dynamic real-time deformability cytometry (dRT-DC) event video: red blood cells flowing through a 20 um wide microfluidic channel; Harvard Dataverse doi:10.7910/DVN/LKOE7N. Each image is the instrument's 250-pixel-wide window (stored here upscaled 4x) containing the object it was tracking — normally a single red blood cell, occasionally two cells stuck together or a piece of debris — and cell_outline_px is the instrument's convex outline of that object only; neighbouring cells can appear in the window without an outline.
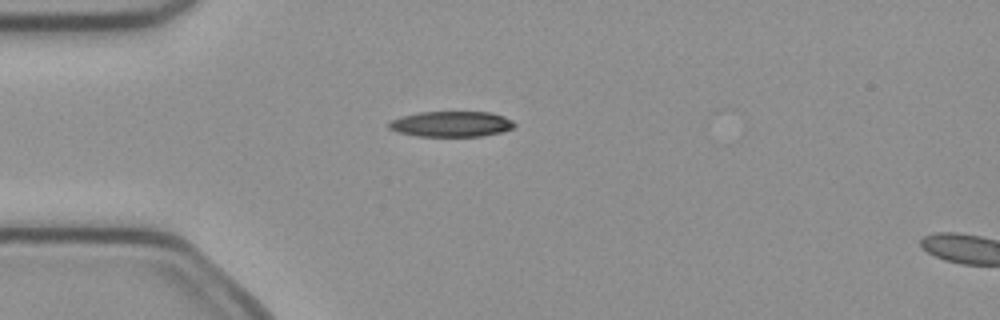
{"species": "common noctule bat (a hibernating species)", "species_latin": "Nyctalus noctula", "temperature_condition": "cold", "stored_images_in_passage": 4, "camera_frame_rate_fps": 3000, "um_per_image_px": 0.085, "animal": {"sex": "female", "body_mass_g": 21.9}, "frame": {"image": 1, "passage_image": 3, "time_ms": 0.667, "image_size_px": [1000, 320], "cell_outline_px": [[516, 124], [512, 128], [500, 132], [484, 136], [416, 136], [396, 132], [388, 128], [388, 120], [400, 116], [420, 112], [492, 112], [504, 116], [512, 120]], "centroid_in_image_um": [38.32, 10.54], "position_along_channel_um": 46.7, "area_um2": 18.9}}